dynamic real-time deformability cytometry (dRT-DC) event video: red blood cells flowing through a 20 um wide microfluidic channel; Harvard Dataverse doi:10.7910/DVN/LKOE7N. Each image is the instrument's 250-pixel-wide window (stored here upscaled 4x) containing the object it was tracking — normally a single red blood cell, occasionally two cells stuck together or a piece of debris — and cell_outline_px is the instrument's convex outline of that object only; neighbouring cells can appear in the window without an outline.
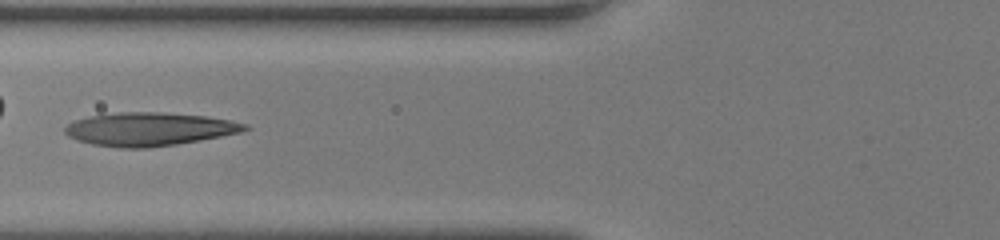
{"species": "human", "species_latin": "Homo sapiens", "temperature_condition": "room temperature", "stored_images_in_passage": 50, "camera_frame_rate_fps": 3000, "um_per_image_px": 0.085, "donor": {"sex": "female"}, "frame": {"image": 1, "passage_image": 23, "time_ms": 7.333, "image_size_px": [1000, 240], "cell_outline_px": [[252, 128], [240, 132], [200, 140], [176, 144], [148, 148], [120, 148], [92, 144], [76, 140], [68, 136], [64, 132], [64, 128], [68, 124], [76, 120], [92, 116], [120, 112], [164, 112], [204, 116], [228, 120], [248, 124]], "centroid_in_image_um": [12.68, 10.98], "position_along_channel_um": 113.1, "area_um2": 34.8}}
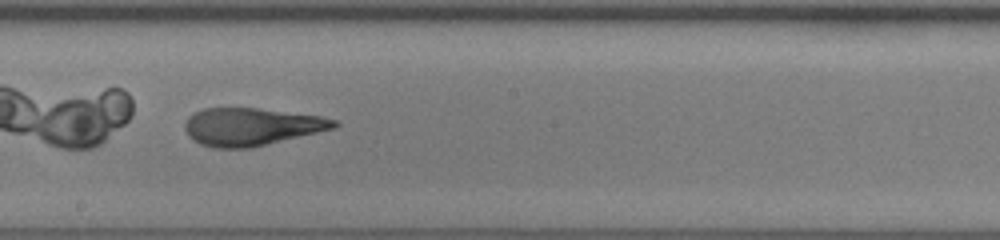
{"frame": {"image": 2, "passage_image": 31, "time_ms": 10.0, "image_size_px": [1000, 240], "cell_outline_px": [[340, 124], [336, 128], [252, 148], [216, 148], [200, 144], [192, 140], [188, 136], [184, 128], [184, 124], [188, 116], [204, 108], [256, 108], [320, 116], [336, 120]], "centroid_in_image_um": [21.36, 10.78], "position_along_channel_um": 226.8, "area_um2": 32.83}}
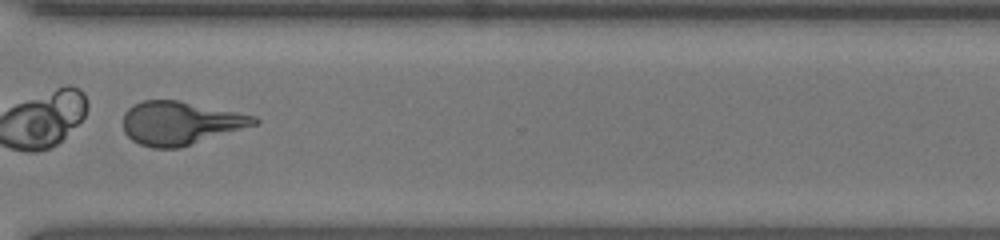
{"frame": {"image": 3, "passage_image": 40, "time_ms": 13.0, "image_size_px": [1000, 240], "cell_outline_px": [[260, 120], [256, 124], [180, 148], [152, 148], [140, 144], [132, 140], [124, 132], [124, 112], [128, 108], [144, 100], [176, 100], [256, 116]], "centroid_in_image_um": [15.3, 10.47], "position_along_channel_um": 355.3, "area_um2": 32.71}, "authors_computed_cell_mechanics": {"area_um2": 33.4373, "velocity_mm_per_s": 4.2786, "shape_relaxation_time_tau1_ms": 8.3065, "shape_relaxation_time_tau2_ms": 1.1062, "deformation_change_tau1": 0.3431, "deformation_change_tau2": 0.0887}}